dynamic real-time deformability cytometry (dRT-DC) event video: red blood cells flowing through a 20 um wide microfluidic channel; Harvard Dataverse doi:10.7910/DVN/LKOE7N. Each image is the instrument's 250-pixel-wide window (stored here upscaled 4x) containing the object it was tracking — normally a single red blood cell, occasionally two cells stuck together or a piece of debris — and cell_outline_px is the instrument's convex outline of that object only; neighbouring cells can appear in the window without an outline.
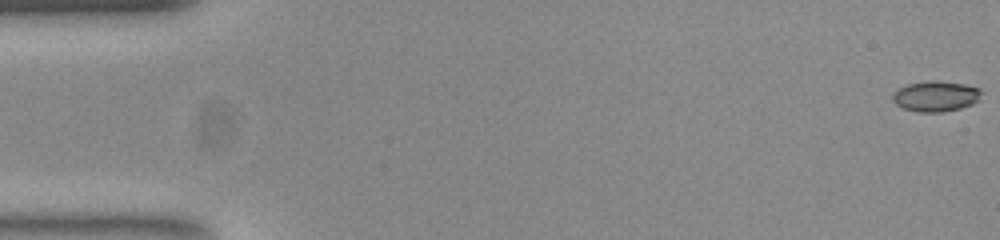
{"species": "common noctule bat (a hibernating species)", "species_latin": "Nyctalus noctula", "temperature_condition": "room temperature", "stored_images_in_passage": 54, "camera_frame_rate_fps": 3000, "um_per_image_px": 0.085, "animal": {"sex": "female", "body_mass_g": 23.0, "forearm_length_mm": 53.4}, "frame": {"image": 1, "passage_image": 1, "time_ms": 0.0, "image_size_px": [1000, 240], "cell_outline_px": [[980, 92], [976, 100], [972, 104], [960, 108], [944, 112], [920, 112], [904, 108], [896, 104], [892, 100], [892, 92], [908, 84], [928, 80], [936, 80], [964, 84], [980, 88]], "centroid_in_image_um": [79.49, 8.17], "position_along_channel_um": 5.5, "area_um2": 15.66}}
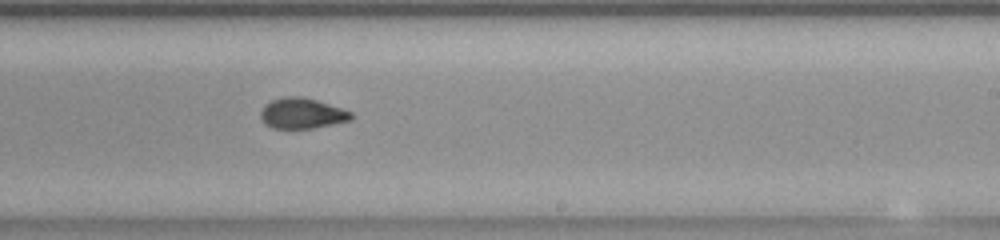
{"frame": {"image": 2, "passage_image": 33, "time_ms": 10.667, "image_size_px": [1000, 240], "cell_outline_px": [[352, 120], [312, 128], [272, 128], [264, 124], [260, 116], [260, 112], [264, 104], [272, 100], [284, 96], [300, 96], [316, 100], [352, 112]], "centroid_in_image_um": [25.63, 9.63], "position_along_channel_um": 263.4, "area_um2": 16.07}}
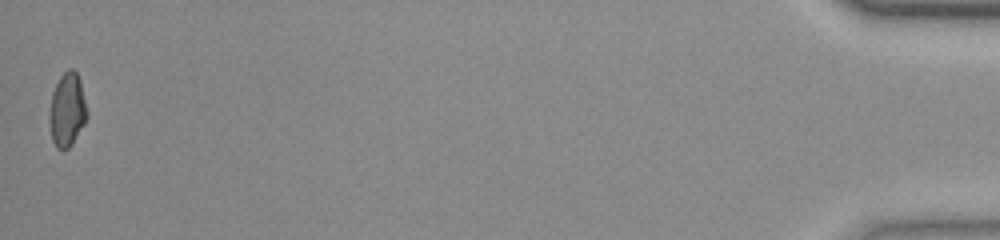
{"frame": {"image": 3, "passage_image": 54, "time_ms": 17.667, "image_size_px": [1000, 240], "cell_outline_px": [[88, 116], [84, 124], [72, 144], [68, 148], [56, 148], [52, 140], [48, 120], [48, 112], [52, 92], [60, 76], [68, 68], [72, 68], [76, 72], [80, 80], [88, 112]], "centroid_in_image_um": [5.69, 9.33], "position_along_channel_um": 429.5, "area_um2": 16.36}, "authors_computed_cell_mechanics": {"area_um2": 16.3285, "velocity_mm_per_s": 3.8108, "shape_relaxation_time_tau1_ms": 9.0169, "shape_relaxation_time_tau2_ms": 1.5132, "deformation_change_tau1": 0.2233, "deformation_change_tau2": 0.0684}}